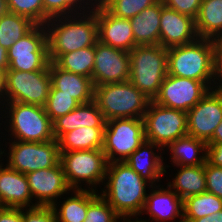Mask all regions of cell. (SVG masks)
Segmentation results:
<instances>
[{"instance_id": "48", "label": "cell", "mask_w": 222, "mask_h": 222, "mask_svg": "<svg viewBox=\"0 0 222 222\" xmlns=\"http://www.w3.org/2000/svg\"><path fill=\"white\" fill-rule=\"evenodd\" d=\"M216 66H217L216 76L218 77V78H216V79L219 80V78H220L219 81H222V80H221V78H222V64H216ZM220 76H221V77H220ZM216 90H217L219 93H222V83H220V85L217 86Z\"/></svg>"}, {"instance_id": "20", "label": "cell", "mask_w": 222, "mask_h": 222, "mask_svg": "<svg viewBox=\"0 0 222 222\" xmlns=\"http://www.w3.org/2000/svg\"><path fill=\"white\" fill-rule=\"evenodd\" d=\"M51 88L59 90V94H67L79 104L94 100V85L91 78L65 71L54 62H49Z\"/></svg>"}, {"instance_id": "39", "label": "cell", "mask_w": 222, "mask_h": 222, "mask_svg": "<svg viewBox=\"0 0 222 222\" xmlns=\"http://www.w3.org/2000/svg\"><path fill=\"white\" fill-rule=\"evenodd\" d=\"M24 222H57L56 213L53 206H34L26 209L23 208Z\"/></svg>"}, {"instance_id": "11", "label": "cell", "mask_w": 222, "mask_h": 222, "mask_svg": "<svg viewBox=\"0 0 222 222\" xmlns=\"http://www.w3.org/2000/svg\"><path fill=\"white\" fill-rule=\"evenodd\" d=\"M51 89L49 70L6 71V100L45 106ZM8 98V99H7Z\"/></svg>"}, {"instance_id": "25", "label": "cell", "mask_w": 222, "mask_h": 222, "mask_svg": "<svg viewBox=\"0 0 222 222\" xmlns=\"http://www.w3.org/2000/svg\"><path fill=\"white\" fill-rule=\"evenodd\" d=\"M105 127L76 128L63 134L57 141L60 151L102 149Z\"/></svg>"}, {"instance_id": "5", "label": "cell", "mask_w": 222, "mask_h": 222, "mask_svg": "<svg viewBox=\"0 0 222 222\" xmlns=\"http://www.w3.org/2000/svg\"><path fill=\"white\" fill-rule=\"evenodd\" d=\"M167 52L168 48L160 44L137 45L129 52V81L151 100L168 75Z\"/></svg>"}, {"instance_id": "2", "label": "cell", "mask_w": 222, "mask_h": 222, "mask_svg": "<svg viewBox=\"0 0 222 222\" xmlns=\"http://www.w3.org/2000/svg\"><path fill=\"white\" fill-rule=\"evenodd\" d=\"M94 1L95 3H92L94 8L90 11L91 14H82L83 17H85L84 19H82L83 17L78 20H76L77 17L72 19V16L67 14L66 16L68 18L66 16L62 17L65 20L60 17H55L49 19L44 24L49 28L47 30V44L49 60L51 62H55L62 54L73 52L84 47L94 46L98 41L96 7L99 5L100 0ZM94 4H96V6H94Z\"/></svg>"}, {"instance_id": "15", "label": "cell", "mask_w": 222, "mask_h": 222, "mask_svg": "<svg viewBox=\"0 0 222 222\" xmlns=\"http://www.w3.org/2000/svg\"><path fill=\"white\" fill-rule=\"evenodd\" d=\"M187 113V135L206 143L213 137L215 128L222 121V93L209 91Z\"/></svg>"}, {"instance_id": "31", "label": "cell", "mask_w": 222, "mask_h": 222, "mask_svg": "<svg viewBox=\"0 0 222 222\" xmlns=\"http://www.w3.org/2000/svg\"><path fill=\"white\" fill-rule=\"evenodd\" d=\"M36 24L29 18L7 12L0 17V45L7 50Z\"/></svg>"}, {"instance_id": "4", "label": "cell", "mask_w": 222, "mask_h": 222, "mask_svg": "<svg viewBox=\"0 0 222 222\" xmlns=\"http://www.w3.org/2000/svg\"><path fill=\"white\" fill-rule=\"evenodd\" d=\"M94 101L105 121L122 118L143 119L151 101L129 80L94 87Z\"/></svg>"}, {"instance_id": "30", "label": "cell", "mask_w": 222, "mask_h": 222, "mask_svg": "<svg viewBox=\"0 0 222 222\" xmlns=\"http://www.w3.org/2000/svg\"><path fill=\"white\" fill-rule=\"evenodd\" d=\"M95 45L62 54L54 63L61 69L92 79Z\"/></svg>"}, {"instance_id": "50", "label": "cell", "mask_w": 222, "mask_h": 222, "mask_svg": "<svg viewBox=\"0 0 222 222\" xmlns=\"http://www.w3.org/2000/svg\"><path fill=\"white\" fill-rule=\"evenodd\" d=\"M122 218H123V221L126 222L125 220L127 219V217L124 216V217H121V219H122ZM129 218H130V217L128 216V219H127L128 221H127V222H146L145 220H144V221H142V220H140V221H139V220L129 221V220H130ZM115 222H117V220H116ZM118 222H120V221H118Z\"/></svg>"}, {"instance_id": "33", "label": "cell", "mask_w": 222, "mask_h": 222, "mask_svg": "<svg viewBox=\"0 0 222 222\" xmlns=\"http://www.w3.org/2000/svg\"><path fill=\"white\" fill-rule=\"evenodd\" d=\"M159 0H100V4L119 18L130 19Z\"/></svg>"}, {"instance_id": "6", "label": "cell", "mask_w": 222, "mask_h": 222, "mask_svg": "<svg viewBox=\"0 0 222 222\" xmlns=\"http://www.w3.org/2000/svg\"><path fill=\"white\" fill-rule=\"evenodd\" d=\"M7 106L10 107L11 135L17 141L48 142L55 139L53 124L44 106L20 102H7L6 109Z\"/></svg>"}, {"instance_id": "1", "label": "cell", "mask_w": 222, "mask_h": 222, "mask_svg": "<svg viewBox=\"0 0 222 222\" xmlns=\"http://www.w3.org/2000/svg\"><path fill=\"white\" fill-rule=\"evenodd\" d=\"M108 176V177H107ZM109 179L100 195L120 217L143 213L147 198V182L125 161L108 163L105 179Z\"/></svg>"}, {"instance_id": "46", "label": "cell", "mask_w": 222, "mask_h": 222, "mask_svg": "<svg viewBox=\"0 0 222 222\" xmlns=\"http://www.w3.org/2000/svg\"><path fill=\"white\" fill-rule=\"evenodd\" d=\"M207 143H222V121L215 128V131L213 133V137Z\"/></svg>"}, {"instance_id": "41", "label": "cell", "mask_w": 222, "mask_h": 222, "mask_svg": "<svg viewBox=\"0 0 222 222\" xmlns=\"http://www.w3.org/2000/svg\"><path fill=\"white\" fill-rule=\"evenodd\" d=\"M206 161L211 165L222 167V143H207Z\"/></svg>"}, {"instance_id": "45", "label": "cell", "mask_w": 222, "mask_h": 222, "mask_svg": "<svg viewBox=\"0 0 222 222\" xmlns=\"http://www.w3.org/2000/svg\"><path fill=\"white\" fill-rule=\"evenodd\" d=\"M9 67L7 49L0 45V70L7 71Z\"/></svg>"}, {"instance_id": "18", "label": "cell", "mask_w": 222, "mask_h": 222, "mask_svg": "<svg viewBox=\"0 0 222 222\" xmlns=\"http://www.w3.org/2000/svg\"><path fill=\"white\" fill-rule=\"evenodd\" d=\"M96 15L99 42L128 52L137 46L129 19L114 16L100 3L96 7Z\"/></svg>"}, {"instance_id": "22", "label": "cell", "mask_w": 222, "mask_h": 222, "mask_svg": "<svg viewBox=\"0 0 222 222\" xmlns=\"http://www.w3.org/2000/svg\"><path fill=\"white\" fill-rule=\"evenodd\" d=\"M150 195L147 194L144 211L149 213L154 221L165 222L181 216L183 222V200L171 189L157 188Z\"/></svg>"}, {"instance_id": "19", "label": "cell", "mask_w": 222, "mask_h": 222, "mask_svg": "<svg viewBox=\"0 0 222 222\" xmlns=\"http://www.w3.org/2000/svg\"><path fill=\"white\" fill-rule=\"evenodd\" d=\"M32 195L25 174L0 165V205L1 207L26 208L37 205L31 203Z\"/></svg>"}, {"instance_id": "14", "label": "cell", "mask_w": 222, "mask_h": 222, "mask_svg": "<svg viewBox=\"0 0 222 222\" xmlns=\"http://www.w3.org/2000/svg\"><path fill=\"white\" fill-rule=\"evenodd\" d=\"M130 79L129 52L99 41L95 43L94 68L92 82L99 85L125 82Z\"/></svg>"}, {"instance_id": "38", "label": "cell", "mask_w": 222, "mask_h": 222, "mask_svg": "<svg viewBox=\"0 0 222 222\" xmlns=\"http://www.w3.org/2000/svg\"><path fill=\"white\" fill-rule=\"evenodd\" d=\"M206 191L222 199V167L205 162Z\"/></svg>"}, {"instance_id": "23", "label": "cell", "mask_w": 222, "mask_h": 222, "mask_svg": "<svg viewBox=\"0 0 222 222\" xmlns=\"http://www.w3.org/2000/svg\"><path fill=\"white\" fill-rule=\"evenodd\" d=\"M156 146V147H155ZM160 149V146L144 141L126 160L125 162L144 180H148L152 184L159 181L161 175L166 173V166L163 164V158L155 155L152 148ZM158 179V180H157Z\"/></svg>"}, {"instance_id": "29", "label": "cell", "mask_w": 222, "mask_h": 222, "mask_svg": "<svg viewBox=\"0 0 222 222\" xmlns=\"http://www.w3.org/2000/svg\"><path fill=\"white\" fill-rule=\"evenodd\" d=\"M222 210V199L210 192L192 195L183 200V222L213 215Z\"/></svg>"}, {"instance_id": "27", "label": "cell", "mask_w": 222, "mask_h": 222, "mask_svg": "<svg viewBox=\"0 0 222 222\" xmlns=\"http://www.w3.org/2000/svg\"><path fill=\"white\" fill-rule=\"evenodd\" d=\"M207 143L201 139L186 135L172 142L168 148L172 154V162L179 166H198L206 162ZM204 151L203 156H197Z\"/></svg>"}, {"instance_id": "36", "label": "cell", "mask_w": 222, "mask_h": 222, "mask_svg": "<svg viewBox=\"0 0 222 222\" xmlns=\"http://www.w3.org/2000/svg\"><path fill=\"white\" fill-rule=\"evenodd\" d=\"M8 12L29 18L36 25H44L43 0H6Z\"/></svg>"}, {"instance_id": "37", "label": "cell", "mask_w": 222, "mask_h": 222, "mask_svg": "<svg viewBox=\"0 0 222 222\" xmlns=\"http://www.w3.org/2000/svg\"><path fill=\"white\" fill-rule=\"evenodd\" d=\"M82 1L85 0H43L44 24L51 18L62 17L67 13L72 15L73 10H77V4L82 5Z\"/></svg>"}, {"instance_id": "34", "label": "cell", "mask_w": 222, "mask_h": 222, "mask_svg": "<svg viewBox=\"0 0 222 222\" xmlns=\"http://www.w3.org/2000/svg\"><path fill=\"white\" fill-rule=\"evenodd\" d=\"M121 217L109 203L92 188L89 190V206L83 222H115Z\"/></svg>"}, {"instance_id": "35", "label": "cell", "mask_w": 222, "mask_h": 222, "mask_svg": "<svg viewBox=\"0 0 222 222\" xmlns=\"http://www.w3.org/2000/svg\"><path fill=\"white\" fill-rule=\"evenodd\" d=\"M80 104L71 95L59 94V90L51 88L45 107L47 115L53 122L60 116L76 109Z\"/></svg>"}, {"instance_id": "28", "label": "cell", "mask_w": 222, "mask_h": 222, "mask_svg": "<svg viewBox=\"0 0 222 222\" xmlns=\"http://www.w3.org/2000/svg\"><path fill=\"white\" fill-rule=\"evenodd\" d=\"M195 29L198 38L214 39L222 33V0H202Z\"/></svg>"}, {"instance_id": "9", "label": "cell", "mask_w": 222, "mask_h": 222, "mask_svg": "<svg viewBox=\"0 0 222 222\" xmlns=\"http://www.w3.org/2000/svg\"><path fill=\"white\" fill-rule=\"evenodd\" d=\"M145 141L144 121L139 118L106 121L102 151L108 163L125 161ZM119 157H115V156Z\"/></svg>"}, {"instance_id": "43", "label": "cell", "mask_w": 222, "mask_h": 222, "mask_svg": "<svg viewBox=\"0 0 222 222\" xmlns=\"http://www.w3.org/2000/svg\"><path fill=\"white\" fill-rule=\"evenodd\" d=\"M214 46H215V59L216 64H222V33L217 35L214 39Z\"/></svg>"}, {"instance_id": "10", "label": "cell", "mask_w": 222, "mask_h": 222, "mask_svg": "<svg viewBox=\"0 0 222 222\" xmlns=\"http://www.w3.org/2000/svg\"><path fill=\"white\" fill-rule=\"evenodd\" d=\"M46 29L48 28L45 25H35L7 50L9 63L7 70L29 72L49 70Z\"/></svg>"}, {"instance_id": "8", "label": "cell", "mask_w": 222, "mask_h": 222, "mask_svg": "<svg viewBox=\"0 0 222 222\" xmlns=\"http://www.w3.org/2000/svg\"><path fill=\"white\" fill-rule=\"evenodd\" d=\"M145 140L168 147L178 138L187 135V113L150 101L143 117Z\"/></svg>"}, {"instance_id": "12", "label": "cell", "mask_w": 222, "mask_h": 222, "mask_svg": "<svg viewBox=\"0 0 222 222\" xmlns=\"http://www.w3.org/2000/svg\"><path fill=\"white\" fill-rule=\"evenodd\" d=\"M9 147L7 165L23 174L51 168L60 163V149L56 139L48 142L14 140Z\"/></svg>"}, {"instance_id": "32", "label": "cell", "mask_w": 222, "mask_h": 222, "mask_svg": "<svg viewBox=\"0 0 222 222\" xmlns=\"http://www.w3.org/2000/svg\"><path fill=\"white\" fill-rule=\"evenodd\" d=\"M74 194L63 202L60 209L56 207L57 204L53 205L57 222H83L85 220L89 206V188L88 190L76 189Z\"/></svg>"}, {"instance_id": "17", "label": "cell", "mask_w": 222, "mask_h": 222, "mask_svg": "<svg viewBox=\"0 0 222 222\" xmlns=\"http://www.w3.org/2000/svg\"><path fill=\"white\" fill-rule=\"evenodd\" d=\"M197 38L195 19L168 8L161 0L159 44L169 48L191 43Z\"/></svg>"}, {"instance_id": "21", "label": "cell", "mask_w": 222, "mask_h": 222, "mask_svg": "<svg viewBox=\"0 0 222 222\" xmlns=\"http://www.w3.org/2000/svg\"><path fill=\"white\" fill-rule=\"evenodd\" d=\"M53 135L58 140L63 134L82 127H105L106 121L93 100L89 103L80 104L76 109L60 116L53 122Z\"/></svg>"}, {"instance_id": "7", "label": "cell", "mask_w": 222, "mask_h": 222, "mask_svg": "<svg viewBox=\"0 0 222 222\" xmlns=\"http://www.w3.org/2000/svg\"><path fill=\"white\" fill-rule=\"evenodd\" d=\"M60 163L67 184L74 191L82 189L79 186L81 181H85L89 186L103 183L108 167V161L102 149L60 151Z\"/></svg>"}, {"instance_id": "40", "label": "cell", "mask_w": 222, "mask_h": 222, "mask_svg": "<svg viewBox=\"0 0 222 222\" xmlns=\"http://www.w3.org/2000/svg\"><path fill=\"white\" fill-rule=\"evenodd\" d=\"M162 2L168 8L196 19L202 0H162Z\"/></svg>"}, {"instance_id": "3", "label": "cell", "mask_w": 222, "mask_h": 222, "mask_svg": "<svg viewBox=\"0 0 222 222\" xmlns=\"http://www.w3.org/2000/svg\"><path fill=\"white\" fill-rule=\"evenodd\" d=\"M167 67L169 75L202 81L213 89L209 86L212 77L217 78L213 39L197 38L188 44L169 47Z\"/></svg>"}, {"instance_id": "47", "label": "cell", "mask_w": 222, "mask_h": 222, "mask_svg": "<svg viewBox=\"0 0 222 222\" xmlns=\"http://www.w3.org/2000/svg\"><path fill=\"white\" fill-rule=\"evenodd\" d=\"M6 90V71L0 70V98L4 97ZM2 96V97H1Z\"/></svg>"}, {"instance_id": "13", "label": "cell", "mask_w": 222, "mask_h": 222, "mask_svg": "<svg viewBox=\"0 0 222 222\" xmlns=\"http://www.w3.org/2000/svg\"><path fill=\"white\" fill-rule=\"evenodd\" d=\"M210 88L202 81L167 75L158 94L152 100L162 106L183 110L193 108L208 92Z\"/></svg>"}, {"instance_id": "26", "label": "cell", "mask_w": 222, "mask_h": 222, "mask_svg": "<svg viewBox=\"0 0 222 222\" xmlns=\"http://www.w3.org/2000/svg\"><path fill=\"white\" fill-rule=\"evenodd\" d=\"M180 167V171L172 181L173 184L171 185V182L168 184L170 189L174 188V192L182 200L206 192L205 164Z\"/></svg>"}, {"instance_id": "42", "label": "cell", "mask_w": 222, "mask_h": 222, "mask_svg": "<svg viewBox=\"0 0 222 222\" xmlns=\"http://www.w3.org/2000/svg\"><path fill=\"white\" fill-rule=\"evenodd\" d=\"M23 208L0 207V222H24Z\"/></svg>"}, {"instance_id": "24", "label": "cell", "mask_w": 222, "mask_h": 222, "mask_svg": "<svg viewBox=\"0 0 222 222\" xmlns=\"http://www.w3.org/2000/svg\"><path fill=\"white\" fill-rule=\"evenodd\" d=\"M161 0L130 18V24L137 45L159 44Z\"/></svg>"}, {"instance_id": "49", "label": "cell", "mask_w": 222, "mask_h": 222, "mask_svg": "<svg viewBox=\"0 0 222 222\" xmlns=\"http://www.w3.org/2000/svg\"><path fill=\"white\" fill-rule=\"evenodd\" d=\"M8 12L6 0H0V17Z\"/></svg>"}, {"instance_id": "16", "label": "cell", "mask_w": 222, "mask_h": 222, "mask_svg": "<svg viewBox=\"0 0 222 222\" xmlns=\"http://www.w3.org/2000/svg\"><path fill=\"white\" fill-rule=\"evenodd\" d=\"M30 193L36 197L40 206L56 205L55 199L72 190L66 181L61 163L51 168L39 169L25 174Z\"/></svg>"}, {"instance_id": "44", "label": "cell", "mask_w": 222, "mask_h": 222, "mask_svg": "<svg viewBox=\"0 0 222 222\" xmlns=\"http://www.w3.org/2000/svg\"><path fill=\"white\" fill-rule=\"evenodd\" d=\"M192 222H222V210L214 213L213 215L193 220Z\"/></svg>"}]
</instances>
